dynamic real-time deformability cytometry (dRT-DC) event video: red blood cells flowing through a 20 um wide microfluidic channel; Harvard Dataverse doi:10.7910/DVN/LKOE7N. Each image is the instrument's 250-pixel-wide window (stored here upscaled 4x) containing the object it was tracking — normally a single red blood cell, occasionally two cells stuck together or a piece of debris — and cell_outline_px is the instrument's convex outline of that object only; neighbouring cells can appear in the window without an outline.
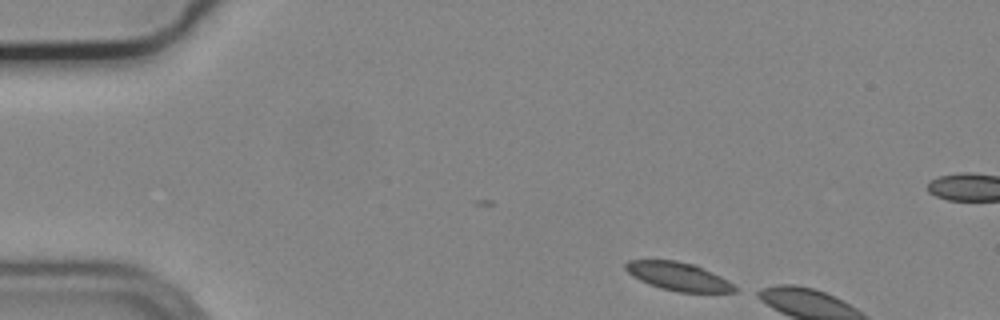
{"species": "common noctule bat (a hibernating species)", "species_latin": "Nyctalus noctula", "temperature_condition": "cold", "stored_images_in_passage": 3, "camera_frame_rate_fps": 3000, "um_per_image_px": 0.085, "animal": {"sex": "male", "body_mass_g": 19.2, "forearm_length_mm": 51.8}, "frame": {"image": 1, "passage_image": 3, "time_ms": 0.667, "image_size_px": [1000, 320], "cell_outline_px": [[740, 288], [736, 292], [680, 292], [660, 288], [648, 284], [632, 276], [624, 268], [624, 264], [628, 260], [676, 260], [696, 264], [728, 280]], "centroid_in_image_um": [57.68, 23.49], "position_along_channel_um": 27.3, "area_um2": 18.21}}